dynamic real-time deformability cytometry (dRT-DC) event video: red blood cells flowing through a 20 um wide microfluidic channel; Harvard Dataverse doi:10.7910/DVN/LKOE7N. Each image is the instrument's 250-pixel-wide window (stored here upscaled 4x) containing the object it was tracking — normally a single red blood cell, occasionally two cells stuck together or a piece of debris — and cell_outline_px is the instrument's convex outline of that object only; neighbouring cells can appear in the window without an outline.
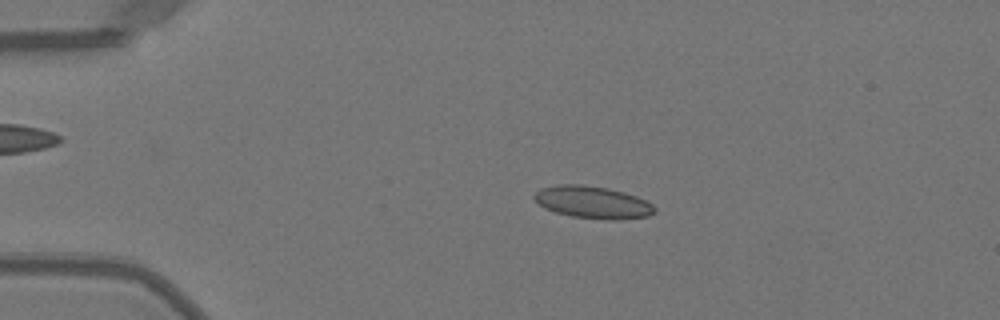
{"species": "Egyptian fruit bat (a non-hibernating species)", "species_latin": "Rousettus aegyptiacus", "temperature_condition": "warm", "stored_images_in_passage": 36, "camera_frame_rate_fps": 3000, "um_per_image_px": 0.085, "animal": {"sex": "female"}, "frame": {"image": 1, "passage_image": 11, "time_ms": 3.333, "image_size_px": [1000, 320], "cell_outline_px": [[656, 212], [648, 216], [572, 216], [556, 212], [544, 208], [532, 196], [540, 188], [560, 184], [580, 184], [608, 188], [624, 192], [636, 196], [652, 204], [656, 208]], "centroid_in_image_um": [50.3, 17.12], "position_along_channel_um": 34.7, "area_um2": 21.39}}
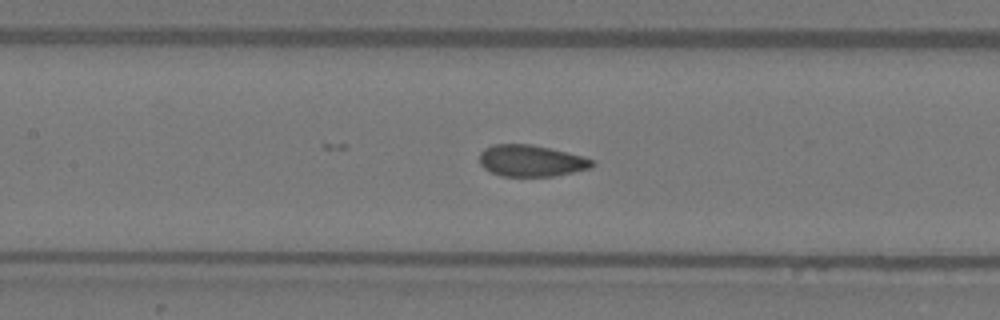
{"frame": {"image": 2, "passage_image": 24, "time_ms": 7.667, "image_size_px": [1000, 320], "cell_outline_px": [[596, 164], [592, 168], [552, 176], [500, 176], [484, 168], [480, 164], [480, 152], [484, 148], [492, 144], [532, 144], [580, 156], [592, 160]], "centroid_in_image_um": [45.11, 13.66], "position_along_channel_um": 162.3, "area_um2": 20.52}}
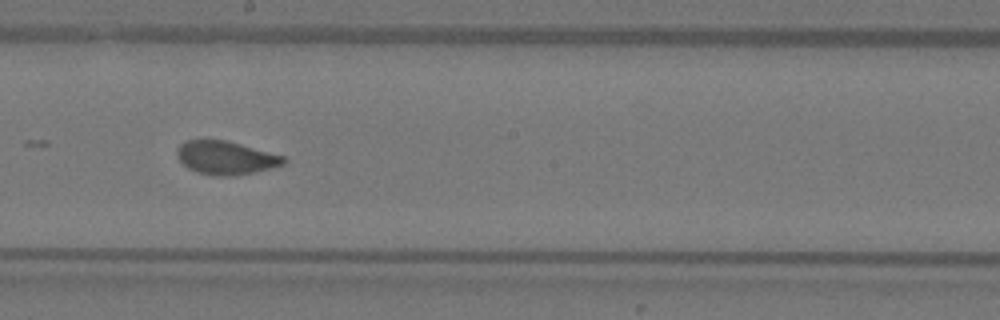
{"frame": {"image": 3, "passage_image": 29, "time_ms": 9.333, "image_size_px": [1000, 320], "cell_outline_px": [[288, 160], [284, 164], [256, 172], [236, 176], [216, 176], [196, 172], [188, 168], [176, 156], [176, 148], [184, 140], [224, 140], [288, 156]], "centroid_in_image_um": [19.22, 13.41], "position_along_channel_um": 229.0, "area_um2": 21.04}}